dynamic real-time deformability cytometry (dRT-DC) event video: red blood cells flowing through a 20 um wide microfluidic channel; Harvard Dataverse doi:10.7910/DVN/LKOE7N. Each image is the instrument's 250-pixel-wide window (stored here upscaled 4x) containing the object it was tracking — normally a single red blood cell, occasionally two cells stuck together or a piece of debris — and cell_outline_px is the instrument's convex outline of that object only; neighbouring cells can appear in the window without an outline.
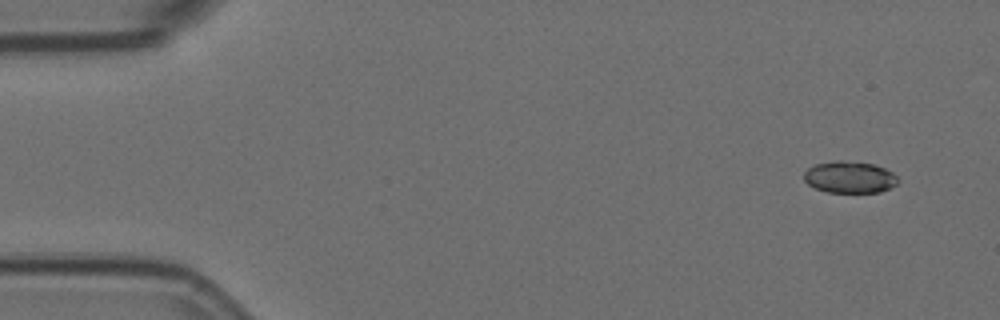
{"species": "Egyptian fruit bat (a non-hibernating species)", "species_latin": "Rousettus aegyptiacus", "temperature_condition": "room temperature", "stored_images_in_passage": 14, "camera_frame_rate_fps": 3000, "um_per_image_px": 0.085, "animal": {"sex": "female"}, "frame": {"image": 1, "passage_image": 1, "time_ms": 0.0, "image_size_px": [1000, 320], "cell_outline_px": [[900, 180], [896, 184], [880, 192], [828, 192], [816, 188], [808, 184], [804, 180], [804, 172], [808, 168], [816, 164], [836, 160], [844, 160], [876, 164], [892, 172]], "centroid_in_image_um": [72.22, 15.04], "position_along_channel_um": 12.8, "area_um2": 17.4}}
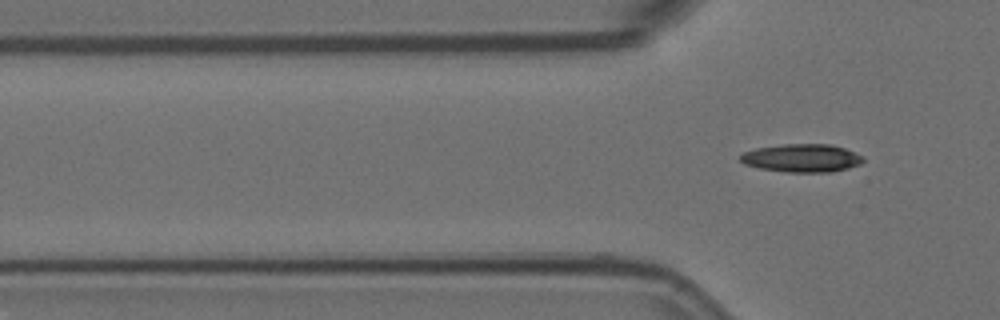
{"frame": {"image": 2, "passage_image": 14, "time_ms": 4.333, "image_size_px": [1000, 320], "cell_outline_px": [[864, 160], [860, 164], [848, 168], [832, 172], [784, 172], [760, 168], [744, 164], [740, 160], [740, 156], [744, 152], [756, 148], [784, 144], [828, 144], [844, 148], [864, 156]], "centroid_in_image_um": [68.17, 13.44], "position_along_channel_um": 57.6, "area_um2": 20.11}}